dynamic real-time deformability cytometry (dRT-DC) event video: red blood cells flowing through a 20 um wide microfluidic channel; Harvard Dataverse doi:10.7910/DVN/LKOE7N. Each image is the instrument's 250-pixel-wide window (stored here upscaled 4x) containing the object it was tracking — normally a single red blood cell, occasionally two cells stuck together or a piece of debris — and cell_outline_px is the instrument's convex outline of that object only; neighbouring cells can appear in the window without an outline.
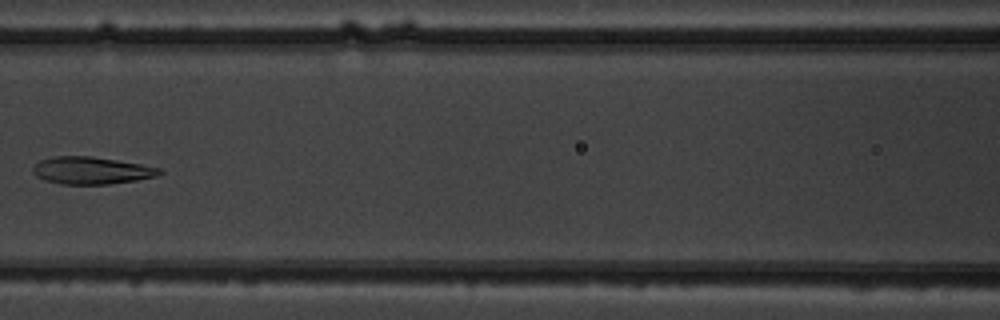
{"species": "common noctule bat (a hibernating species)", "species_latin": "Nyctalus noctula", "temperature_condition": "warm", "stored_images_in_passage": 6, "camera_frame_rate_fps": 3000, "um_per_image_px": 0.085, "animal": {"sex": "male", "body_mass_g": 19.5, "forearm_length_mm": 54.6}, "frame": {"image": 1, "passage_image": 6, "time_ms": 6.333, "image_size_px": [1000, 320], "cell_outline_px": [[164, 172], [156, 176], [136, 180], [108, 184], [60, 184], [44, 180], [36, 176], [32, 172], [32, 168], [40, 160], [56, 156], [92, 156], [140, 164], [160, 168]], "centroid_in_image_um": [7.75, 14.49], "position_along_channel_um": 158.9, "area_um2": 20.06}}